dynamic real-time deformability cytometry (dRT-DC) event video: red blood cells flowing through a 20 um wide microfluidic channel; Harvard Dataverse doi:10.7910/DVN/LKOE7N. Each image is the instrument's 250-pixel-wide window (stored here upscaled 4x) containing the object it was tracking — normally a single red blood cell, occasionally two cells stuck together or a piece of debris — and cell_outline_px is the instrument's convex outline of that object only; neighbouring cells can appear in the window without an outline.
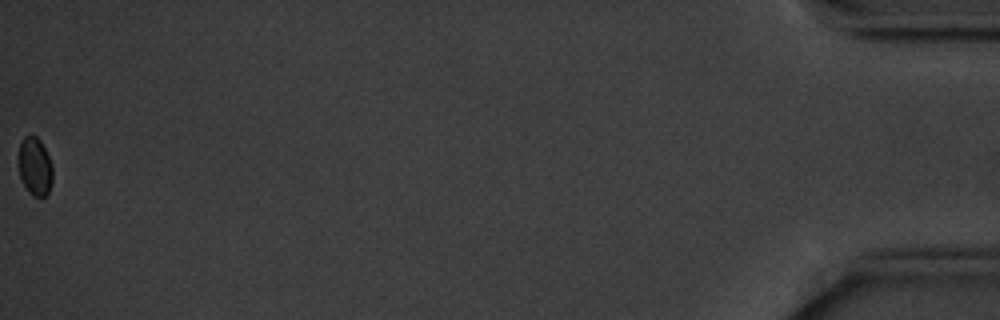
{"species": "common noctule bat (a hibernating species)", "species_latin": "Nyctalus noctula", "temperature_condition": "cold", "stored_images_in_passage": 57, "camera_frame_rate_fps": 3000, "um_per_image_px": 0.085, "animal": {"sex": "male", "body_mass_g": 20.1, "forearm_length_mm": 53.5}, "frame": {"image": 1, "passage_image": 57, "time_ms": 18.667, "image_size_px": [1000, 320], "cell_outline_px": [[52, 184], [48, 192], [44, 196], [32, 196], [28, 192], [20, 176], [16, 160], [20, 140], [24, 136], [36, 136], [40, 140], [52, 164]], "centroid_in_image_um": [2.92, 14.13], "position_along_channel_um": 432.3, "area_um2": 11.85}}